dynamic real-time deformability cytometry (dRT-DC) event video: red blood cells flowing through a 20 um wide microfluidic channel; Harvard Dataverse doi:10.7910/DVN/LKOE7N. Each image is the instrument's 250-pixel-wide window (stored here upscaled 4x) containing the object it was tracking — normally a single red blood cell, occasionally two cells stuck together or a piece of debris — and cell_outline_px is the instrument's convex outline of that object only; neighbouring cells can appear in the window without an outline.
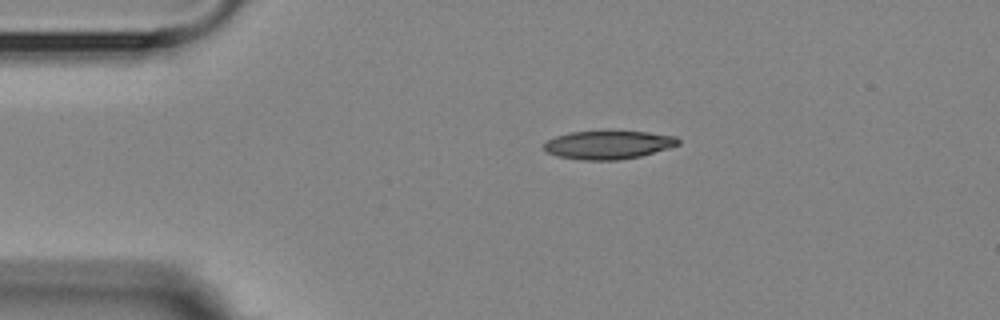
{"species": "Egyptian fruit bat (a non-hibernating species)", "species_latin": "Rousettus aegyptiacus", "temperature_condition": "room temperature", "stored_images_in_passage": 2, "camera_frame_rate_fps": 3000, "um_per_image_px": 0.085, "animal": {"sex": "female"}, "frame": {"image": 1, "passage_image": 1, "time_ms": 0.0, "image_size_px": [1000, 320], "cell_outline_px": [[680, 144], [668, 148], [640, 156], [620, 160], [580, 160], [556, 156], [548, 152], [544, 148], [544, 144], [548, 140], [556, 136], [572, 132], [608, 128], [648, 132], [676, 136], [680, 140]], "centroid_in_image_um": [51.72, 12.27], "position_along_channel_um": 33.3, "area_um2": 23.06}}